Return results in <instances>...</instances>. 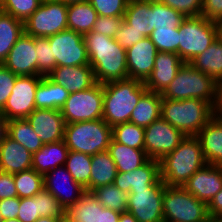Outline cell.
Returning <instances> with one entry per match:
<instances>
[{"instance_id": "obj_47", "label": "cell", "mask_w": 222, "mask_h": 222, "mask_svg": "<svg viewBox=\"0 0 222 222\" xmlns=\"http://www.w3.org/2000/svg\"><path fill=\"white\" fill-rule=\"evenodd\" d=\"M123 23V17H105L98 16L94 24L93 31L105 36L115 38L116 32Z\"/></svg>"}, {"instance_id": "obj_37", "label": "cell", "mask_w": 222, "mask_h": 222, "mask_svg": "<svg viewBox=\"0 0 222 222\" xmlns=\"http://www.w3.org/2000/svg\"><path fill=\"white\" fill-rule=\"evenodd\" d=\"M92 193L103 207L120 213L127 211L129 193L121 191L113 183L96 188Z\"/></svg>"}, {"instance_id": "obj_48", "label": "cell", "mask_w": 222, "mask_h": 222, "mask_svg": "<svg viewBox=\"0 0 222 222\" xmlns=\"http://www.w3.org/2000/svg\"><path fill=\"white\" fill-rule=\"evenodd\" d=\"M17 75L0 64V112L3 110L9 96L12 93Z\"/></svg>"}, {"instance_id": "obj_35", "label": "cell", "mask_w": 222, "mask_h": 222, "mask_svg": "<svg viewBox=\"0 0 222 222\" xmlns=\"http://www.w3.org/2000/svg\"><path fill=\"white\" fill-rule=\"evenodd\" d=\"M102 207L92 192L85 191L78 201L65 210V214L75 222H99Z\"/></svg>"}, {"instance_id": "obj_60", "label": "cell", "mask_w": 222, "mask_h": 222, "mask_svg": "<svg viewBox=\"0 0 222 222\" xmlns=\"http://www.w3.org/2000/svg\"><path fill=\"white\" fill-rule=\"evenodd\" d=\"M217 38L222 42V22L217 23Z\"/></svg>"}, {"instance_id": "obj_8", "label": "cell", "mask_w": 222, "mask_h": 222, "mask_svg": "<svg viewBox=\"0 0 222 222\" xmlns=\"http://www.w3.org/2000/svg\"><path fill=\"white\" fill-rule=\"evenodd\" d=\"M210 218L207 204L180 186H165L164 222H206Z\"/></svg>"}, {"instance_id": "obj_63", "label": "cell", "mask_w": 222, "mask_h": 222, "mask_svg": "<svg viewBox=\"0 0 222 222\" xmlns=\"http://www.w3.org/2000/svg\"><path fill=\"white\" fill-rule=\"evenodd\" d=\"M206 222H222V218H212V217H210Z\"/></svg>"}, {"instance_id": "obj_61", "label": "cell", "mask_w": 222, "mask_h": 222, "mask_svg": "<svg viewBox=\"0 0 222 222\" xmlns=\"http://www.w3.org/2000/svg\"><path fill=\"white\" fill-rule=\"evenodd\" d=\"M58 222H75V221H73L67 214H64L58 219Z\"/></svg>"}, {"instance_id": "obj_13", "label": "cell", "mask_w": 222, "mask_h": 222, "mask_svg": "<svg viewBox=\"0 0 222 222\" xmlns=\"http://www.w3.org/2000/svg\"><path fill=\"white\" fill-rule=\"evenodd\" d=\"M57 66L89 65L83 35L70 29L48 37Z\"/></svg>"}, {"instance_id": "obj_30", "label": "cell", "mask_w": 222, "mask_h": 222, "mask_svg": "<svg viewBox=\"0 0 222 222\" xmlns=\"http://www.w3.org/2000/svg\"><path fill=\"white\" fill-rule=\"evenodd\" d=\"M117 167L109 152H98L91 159L90 192L114 182Z\"/></svg>"}, {"instance_id": "obj_58", "label": "cell", "mask_w": 222, "mask_h": 222, "mask_svg": "<svg viewBox=\"0 0 222 222\" xmlns=\"http://www.w3.org/2000/svg\"><path fill=\"white\" fill-rule=\"evenodd\" d=\"M5 134H6V120L0 114V142Z\"/></svg>"}, {"instance_id": "obj_27", "label": "cell", "mask_w": 222, "mask_h": 222, "mask_svg": "<svg viewBox=\"0 0 222 222\" xmlns=\"http://www.w3.org/2000/svg\"><path fill=\"white\" fill-rule=\"evenodd\" d=\"M118 172H132L144 165L150 158L144 150L134 149L116 142L113 138L107 149Z\"/></svg>"}, {"instance_id": "obj_32", "label": "cell", "mask_w": 222, "mask_h": 222, "mask_svg": "<svg viewBox=\"0 0 222 222\" xmlns=\"http://www.w3.org/2000/svg\"><path fill=\"white\" fill-rule=\"evenodd\" d=\"M190 64L197 70L222 80V42L217 38L203 53L196 56Z\"/></svg>"}, {"instance_id": "obj_29", "label": "cell", "mask_w": 222, "mask_h": 222, "mask_svg": "<svg viewBox=\"0 0 222 222\" xmlns=\"http://www.w3.org/2000/svg\"><path fill=\"white\" fill-rule=\"evenodd\" d=\"M161 102L160 93L146 91L131 113L129 122L144 128L149 126L161 117Z\"/></svg>"}, {"instance_id": "obj_7", "label": "cell", "mask_w": 222, "mask_h": 222, "mask_svg": "<svg viewBox=\"0 0 222 222\" xmlns=\"http://www.w3.org/2000/svg\"><path fill=\"white\" fill-rule=\"evenodd\" d=\"M178 55L190 63L217 39V23L204 16L186 17L178 27Z\"/></svg>"}, {"instance_id": "obj_12", "label": "cell", "mask_w": 222, "mask_h": 222, "mask_svg": "<svg viewBox=\"0 0 222 222\" xmlns=\"http://www.w3.org/2000/svg\"><path fill=\"white\" fill-rule=\"evenodd\" d=\"M166 185L162 180L149 189H136L129 193L127 211L138 222H164L163 195Z\"/></svg>"}, {"instance_id": "obj_11", "label": "cell", "mask_w": 222, "mask_h": 222, "mask_svg": "<svg viewBox=\"0 0 222 222\" xmlns=\"http://www.w3.org/2000/svg\"><path fill=\"white\" fill-rule=\"evenodd\" d=\"M186 136L160 117L144 128V151L150 159L160 161L174 151Z\"/></svg>"}, {"instance_id": "obj_22", "label": "cell", "mask_w": 222, "mask_h": 222, "mask_svg": "<svg viewBox=\"0 0 222 222\" xmlns=\"http://www.w3.org/2000/svg\"><path fill=\"white\" fill-rule=\"evenodd\" d=\"M48 77L71 94L94 86L97 81L90 65L57 66Z\"/></svg>"}, {"instance_id": "obj_52", "label": "cell", "mask_w": 222, "mask_h": 222, "mask_svg": "<svg viewBox=\"0 0 222 222\" xmlns=\"http://www.w3.org/2000/svg\"><path fill=\"white\" fill-rule=\"evenodd\" d=\"M18 197L13 174L0 171V200Z\"/></svg>"}, {"instance_id": "obj_36", "label": "cell", "mask_w": 222, "mask_h": 222, "mask_svg": "<svg viewBox=\"0 0 222 222\" xmlns=\"http://www.w3.org/2000/svg\"><path fill=\"white\" fill-rule=\"evenodd\" d=\"M91 159L90 155L69 150L65 163V167L75 182L79 183L86 191H90Z\"/></svg>"}, {"instance_id": "obj_23", "label": "cell", "mask_w": 222, "mask_h": 222, "mask_svg": "<svg viewBox=\"0 0 222 222\" xmlns=\"http://www.w3.org/2000/svg\"><path fill=\"white\" fill-rule=\"evenodd\" d=\"M32 168V154L5 134L0 142V171L15 174Z\"/></svg>"}, {"instance_id": "obj_56", "label": "cell", "mask_w": 222, "mask_h": 222, "mask_svg": "<svg viewBox=\"0 0 222 222\" xmlns=\"http://www.w3.org/2000/svg\"><path fill=\"white\" fill-rule=\"evenodd\" d=\"M120 212L102 207L99 222H119Z\"/></svg>"}, {"instance_id": "obj_6", "label": "cell", "mask_w": 222, "mask_h": 222, "mask_svg": "<svg viewBox=\"0 0 222 222\" xmlns=\"http://www.w3.org/2000/svg\"><path fill=\"white\" fill-rule=\"evenodd\" d=\"M112 139V127L102 118L65 125L64 141L71 151L93 156L106 151Z\"/></svg>"}, {"instance_id": "obj_25", "label": "cell", "mask_w": 222, "mask_h": 222, "mask_svg": "<svg viewBox=\"0 0 222 222\" xmlns=\"http://www.w3.org/2000/svg\"><path fill=\"white\" fill-rule=\"evenodd\" d=\"M69 148L64 140L44 144L32 154V168L42 174L50 172L58 166L65 165Z\"/></svg>"}, {"instance_id": "obj_10", "label": "cell", "mask_w": 222, "mask_h": 222, "mask_svg": "<svg viewBox=\"0 0 222 222\" xmlns=\"http://www.w3.org/2000/svg\"><path fill=\"white\" fill-rule=\"evenodd\" d=\"M67 8L63 1H42L25 21L24 32L33 37H49L68 29Z\"/></svg>"}, {"instance_id": "obj_64", "label": "cell", "mask_w": 222, "mask_h": 222, "mask_svg": "<svg viewBox=\"0 0 222 222\" xmlns=\"http://www.w3.org/2000/svg\"><path fill=\"white\" fill-rule=\"evenodd\" d=\"M3 222H20L17 218L4 220Z\"/></svg>"}, {"instance_id": "obj_34", "label": "cell", "mask_w": 222, "mask_h": 222, "mask_svg": "<svg viewBox=\"0 0 222 222\" xmlns=\"http://www.w3.org/2000/svg\"><path fill=\"white\" fill-rule=\"evenodd\" d=\"M6 134L31 154L36 153L44 145L27 119L7 120Z\"/></svg>"}, {"instance_id": "obj_33", "label": "cell", "mask_w": 222, "mask_h": 222, "mask_svg": "<svg viewBox=\"0 0 222 222\" xmlns=\"http://www.w3.org/2000/svg\"><path fill=\"white\" fill-rule=\"evenodd\" d=\"M24 33V23L0 10V64H2L17 39Z\"/></svg>"}, {"instance_id": "obj_49", "label": "cell", "mask_w": 222, "mask_h": 222, "mask_svg": "<svg viewBox=\"0 0 222 222\" xmlns=\"http://www.w3.org/2000/svg\"><path fill=\"white\" fill-rule=\"evenodd\" d=\"M145 35H140L128 25L124 20L120 29L116 32L115 40L126 50L134 44L145 38Z\"/></svg>"}, {"instance_id": "obj_38", "label": "cell", "mask_w": 222, "mask_h": 222, "mask_svg": "<svg viewBox=\"0 0 222 222\" xmlns=\"http://www.w3.org/2000/svg\"><path fill=\"white\" fill-rule=\"evenodd\" d=\"M19 198L32 197L44 189V175L33 168L13 174Z\"/></svg>"}, {"instance_id": "obj_5", "label": "cell", "mask_w": 222, "mask_h": 222, "mask_svg": "<svg viewBox=\"0 0 222 222\" xmlns=\"http://www.w3.org/2000/svg\"><path fill=\"white\" fill-rule=\"evenodd\" d=\"M217 81L195 69L190 63L184 62L175 78L161 94L162 98L184 100L198 98L209 102L212 106L216 97Z\"/></svg>"}, {"instance_id": "obj_51", "label": "cell", "mask_w": 222, "mask_h": 222, "mask_svg": "<svg viewBox=\"0 0 222 222\" xmlns=\"http://www.w3.org/2000/svg\"><path fill=\"white\" fill-rule=\"evenodd\" d=\"M201 16L211 22H222V0H202Z\"/></svg>"}, {"instance_id": "obj_50", "label": "cell", "mask_w": 222, "mask_h": 222, "mask_svg": "<svg viewBox=\"0 0 222 222\" xmlns=\"http://www.w3.org/2000/svg\"><path fill=\"white\" fill-rule=\"evenodd\" d=\"M40 216L38 215L37 200L34 196L20 198V208L17 219L20 222H35Z\"/></svg>"}, {"instance_id": "obj_45", "label": "cell", "mask_w": 222, "mask_h": 222, "mask_svg": "<svg viewBox=\"0 0 222 222\" xmlns=\"http://www.w3.org/2000/svg\"><path fill=\"white\" fill-rule=\"evenodd\" d=\"M98 16L123 17L128 5L127 0H88Z\"/></svg>"}, {"instance_id": "obj_65", "label": "cell", "mask_w": 222, "mask_h": 222, "mask_svg": "<svg viewBox=\"0 0 222 222\" xmlns=\"http://www.w3.org/2000/svg\"><path fill=\"white\" fill-rule=\"evenodd\" d=\"M3 2H4V0H0V10L2 8Z\"/></svg>"}, {"instance_id": "obj_55", "label": "cell", "mask_w": 222, "mask_h": 222, "mask_svg": "<svg viewBox=\"0 0 222 222\" xmlns=\"http://www.w3.org/2000/svg\"><path fill=\"white\" fill-rule=\"evenodd\" d=\"M213 107V117L222 121V80L217 81L216 97Z\"/></svg>"}, {"instance_id": "obj_57", "label": "cell", "mask_w": 222, "mask_h": 222, "mask_svg": "<svg viewBox=\"0 0 222 222\" xmlns=\"http://www.w3.org/2000/svg\"><path fill=\"white\" fill-rule=\"evenodd\" d=\"M119 222H138L135 217L128 211L120 214Z\"/></svg>"}, {"instance_id": "obj_28", "label": "cell", "mask_w": 222, "mask_h": 222, "mask_svg": "<svg viewBox=\"0 0 222 222\" xmlns=\"http://www.w3.org/2000/svg\"><path fill=\"white\" fill-rule=\"evenodd\" d=\"M69 94L64 86L53 82L48 76H42L35 94L36 109L61 110Z\"/></svg>"}, {"instance_id": "obj_3", "label": "cell", "mask_w": 222, "mask_h": 222, "mask_svg": "<svg viewBox=\"0 0 222 222\" xmlns=\"http://www.w3.org/2000/svg\"><path fill=\"white\" fill-rule=\"evenodd\" d=\"M147 91L144 82L126 78L103 84V117L113 127L127 123L141 96Z\"/></svg>"}, {"instance_id": "obj_18", "label": "cell", "mask_w": 222, "mask_h": 222, "mask_svg": "<svg viewBox=\"0 0 222 222\" xmlns=\"http://www.w3.org/2000/svg\"><path fill=\"white\" fill-rule=\"evenodd\" d=\"M26 119L43 144L64 140L66 123L61 110L35 109Z\"/></svg>"}, {"instance_id": "obj_66", "label": "cell", "mask_w": 222, "mask_h": 222, "mask_svg": "<svg viewBox=\"0 0 222 222\" xmlns=\"http://www.w3.org/2000/svg\"><path fill=\"white\" fill-rule=\"evenodd\" d=\"M4 220H3V217H2V215H1V211H0V222H3Z\"/></svg>"}, {"instance_id": "obj_4", "label": "cell", "mask_w": 222, "mask_h": 222, "mask_svg": "<svg viewBox=\"0 0 222 222\" xmlns=\"http://www.w3.org/2000/svg\"><path fill=\"white\" fill-rule=\"evenodd\" d=\"M161 117L185 136H196L213 117L212 105L198 98H162Z\"/></svg>"}, {"instance_id": "obj_26", "label": "cell", "mask_w": 222, "mask_h": 222, "mask_svg": "<svg viewBox=\"0 0 222 222\" xmlns=\"http://www.w3.org/2000/svg\"><path fill=\"white\" fill-rule=\"evenodd\" d=\"M123 20L140 35L149 37L154 30L152 0L128 2Z\"/></svg>"}, {"instance_id": "obj_2", "label": "cell", "mask_w": 222, "mask_h": 222, "mask_svg": "<svg viewBox=\"0 0 222 222\" xmlns=\"http://www.w3.org/2000/svg\"><path fill=\"white\" fill-rule=\"evenodd\" d=\"M207 164L196 136H186L177 148L160 160L161 180L167 186H180Z\"/></svg>"}, {"instance_id": "obj_9", "label": "cell", "mask_w": 222, "mask_h": 222, "mask_svg": "<svg viewBox=\"0 0 222 222\" xmlns=\"http://www.w3.org/2000/svg\"><path fill=\"white\" fill-rule=\"evenodd\" d=\"M61 113L66 124L98 120L103 117V84L69 94Z\"/></svg>"}, {"instance_id": "obj_24", "label": "cell", "mask_w": 222, "mask_h": 222, "mask_svg": "<svg viewBox=\"0 0 222 222\" xmlns=\"http://www.w3.org/2000/svg\"><path fill=\"white\" fill-rule=\"evenodd\" d=\"M196 137L207 164L222 166V121L212 117Z\"/></svg>"}, {"instance_id": "obj_53", "label": "cell", "mask_w": 222, "mask_h": 222, "mask_svg": "<svg viewBox=\"0 0 222 222\" xmlns=\"http://www.w3.org/2000/svg\"><path fill=\"white\" fill-rule=\"evenodd\" d=\"M20 198L12 197L0 200V211L3 220L15 219L19 213Z\"/></svg>"}, {"instance_id": "obj_17", "label": "cell", "mask_w": 222, "mask_h": 222, "mask_svg": "<svg viewBox=\"0 0 222 222\" xmlns=\"http://www.w3.org/2000/svg\"><path fill=\"white\" fill-rule=\"evenodd\" d=\"M183 188L208 205L222 189V166L206 164L187 180Z\"/></svg>"}, {"instance_id": "obj_19", "label": "cell", "mask_w": 222, "mask_h": 222, "mask_svg": "<svg viewBox=\"0 0 222 222\" xmlns=\"http://www.w3.org/2000/svg\"><path fill=\"white\" fill-rule=\"evenodd\" d=\"M157 52L149 37L126 49L128 78L145 82L154 68Z\"/></svg>"}, {"instance_id": "obj_31", "label": "cell", "mask_w": 222, "mask_h": 222, "mask_svg": "<svg viewBox=\"0 0 222 222\" xmlns=\"http://www.w3.org/2000/svg\"><path fill=\"white\" fill-rule=\"evenodd\" d=\"M97 17L98 13L88 1L69 4L67 8V27L84 35L93 30Z\"/></svg>"}, {"instance_id": "obj_43", "label": "cell", "mask_w": 222, "mask_h": 222, "mask_svg": "<svg viewBox=\"0 0 222 222\" xmlns=\"http://www.w3.org/2000/svg\"><path fill=\"white\" fill-rule=\"evenodd\" d=\"M178 28L153 30L149 38L152 40L158 52H170L178 54Z\"/></svg>"}, {"instance_id": "obj_62", "label": "cell", "mask_w": 222, "mask_h": 222, "mask_svg": "<svg viewBox=\"0 0 222 222\" xmlns=\"http://www.w3.org/2000/svg\"><path fill=\"white\" fill-rule=\"evenodd\" d=\"M64 3H66L67 5L69 4H73V3H79V2H85L88 0H62Z\"/></svg>"}, {"instance_id": "obj_16", "label": "cell", "mask_w": 222, "mask_h": 222, "mask_svg": "<svg viewBox=\"0 0 222 222\" xmlns=\"http://www.w3.org/2000/svg\"><path fill=\"white\" fill-rule=\"evenodd\" d=\"M2 64L17 76H42L37 71L34 37L24 32L17 39V42Z\"/></svg>"}, {"instance_id": "obj_20", "label": "cell", "mask_w": 222, "mask_h": 222, "mask_svg": "<svg viewBox=\"0 0 222 222\" xmlns=\"http://www.w3.org/2000/svg\"><path fill=\"white\" fill-rule=\"evenodd\" d=\"M183 63L177 53L157 52L154 68L144 82L147 91L162 94L175 78Z\"/></svg>"}, {"instance_id": "obj_40", "label": "cell", "mask_w": 222, "mask_h": 222, "mask_svg": "<svg viewBox=\"0 0 222 222\" xmlns=\"http://www.w3.org/2000/svg\"><path fill=\"white\" fill-rule=\"evenodd\" d=\"M152 12L154 19V30L157 29H176L186 18L182 13L175 9L152 0Z\"/></svg>"}, {"instance_id": "obj_67", "label": "cell", "mask_w": 222, "mask_h": 222, "mask_svg": "<svg viewBox=\"0 0 222 222\" xmlns=\"http://www.w3.org/2000/svg\"><path fill=\"white\" fill-rule=\"evenodd\" d=\"M128 2H131V1H146V0H127Z\"/></svg>"}, {"instance_id": "obj_44", "label": "cell", "mask_w": 222, "mask_h": 222, "mask_svg": "<svg viewBox=\"0 0 222 222\" xmlns=\"http://www.w3.org/2000/svg\"><path fill=\"white\" fill-rule=\"evenodd\" d=\"M37 200L38 215L40 217L60 218L65 214V208L61 203L47 190L34 195Z\"/></svg>"}, {"instance_id": "obj_41", "label": "cell", "mask_w": 222, "mask_h": 222, "mask_svg": "<svg viewBox=\"0 0 222 222\" xmlns=\"http://www.w3.org/2000/svg\"><path fill=\"white\" fill-rule=\"evenodd\" d=\"M34 45L37 54V71L42 76H48L56 68V60L52 57L48 37H34Z\"/></svg>"}, {"instance_id": "obj_68", "label": "cell", "mask_w": 222, "mask_h": 222, "mask_svg": "<svg viewBox=\"0 0 222 222\" xmlns=\"http://www.w3.org/2000/svg\"><path fill=\"white\" fill-rule=\"evenodd\" d=\"M42 1H62V0H42Z\"/></svg>"}, {"instance_id": "obj_1", "label": "cell", "mask_w": 222, "mask_h": 222, "mask_svg": "<svg viewBox=\"0 0 222 222\" xmlns=\"http://www.w3.org/2000/svg\"><path fill=\"white\" fill-rule=\"evenodd\" d=\"M83 39L98 83L128 78L126 50L114 38L92 30L84 34Z\"/></svg>"}, {"instance_id": "obj_54", "label": "cell", "mask_w": 222, "mask_h": 222, "mask_svg": "<svg viewBox=\"0 0 222 222\" xmlns=\"http://www.w3.org/2000/svg\"><path fill=\"white\" fill-rule=\"evenodd\" d=\"M207 207L210 217L222 218V189L213 197Z\"/></svg>"}, {"instance_id": "obj_42", "label": "cell", "mask_w": 222, "mask_h": 222, "mask_svg": "<svg viewBox=\"0 0 222 222\" xmlns=\"http://www.w3.org/2000/svg\"><path fill=\"white\" fill-rule=\"evenodd\" d=\"M42 0H4L1 11L25 23V21L39 8Z\"/></svg>"}, {"instance_id": "obj_59", "label": "cell", "mask_w": 222, "mask_h": 222, "mask_svg": "<svg viewBox=\"0 0 222 222\" xmlns=\"http://www.w3.org/2000/svg\"><path fill=\"white\" fill-rule=\"evenodd\" d=\"M58 219L55 217H40L35 222H58Z\"/></svg>"}, {"instance_id": "obj_39", "label": "cell", "mask_w": 222, "mask_h": 222, "mask_svg": "<svg viewBox=\"0 0 222 222\" xmlns=\"http://www.w3.org/2000/svg\"><path fill=\"white\" fill-rule=\"evenodd\" d=\"M112 138L128 147L144 150V127L130 122L112 127Z\"/></svg>"}, {"instance_id": "obj_21", "label": "cell", "mask_w": 222, "mask_h": 222, "mask_svg": "<svg viewBox=\"0 0 222 222\" xmlns=\"http://www.w3.org/2000/svg\"><path fill=\"white\" fill-rule=\"evenodd\" d=\"M160 180V161L149 159L132 172H118L113 184L123 192L132 193L136 189H149Z\"/></svg>"}, {"instance_id": "obj_15", "label": "cell", "mask_w": 222, "mask_h": 222, "mask_svg": "<svg viewBox=\"0 0 222 222\" xmlns=\"http://www.w3.org/2000/svg\"><path fill=\"white\" fill-rule=\"evenodd\" d=\"M44 189L50 192L65 210L78 201L86 191L75 182L65 165L58 166L44 175Z\"/></svg>"}, {"instance_id": "obj_14", "label": "cell", "mask_w": 222, "mask_h": 222, "mask_svg": "<svg viewBox=\"0 0 222 222\" xmlns=\"http://www.w3.org/2000/svg\"><path fill=\"white\" fill-rule=\"evenodd\" d=\"M42 76H17L0 114L7 120L26 119L35 109V94Z\"/></svg>"}, {"instance_id": "obj_46", "label": "cell", "mask_w": 222, "mask_h": 222, "mask_svg": "<svg viewBox=\"0 0 222 222\" xmlns=\"http://www.w3.org/2000/svg\"><path fill=\"white\" fill-rule=\"evenodd\" d=\"M182 13L185 17L201 16L202 0H157Z\"/></svg>"}]
</instances>
